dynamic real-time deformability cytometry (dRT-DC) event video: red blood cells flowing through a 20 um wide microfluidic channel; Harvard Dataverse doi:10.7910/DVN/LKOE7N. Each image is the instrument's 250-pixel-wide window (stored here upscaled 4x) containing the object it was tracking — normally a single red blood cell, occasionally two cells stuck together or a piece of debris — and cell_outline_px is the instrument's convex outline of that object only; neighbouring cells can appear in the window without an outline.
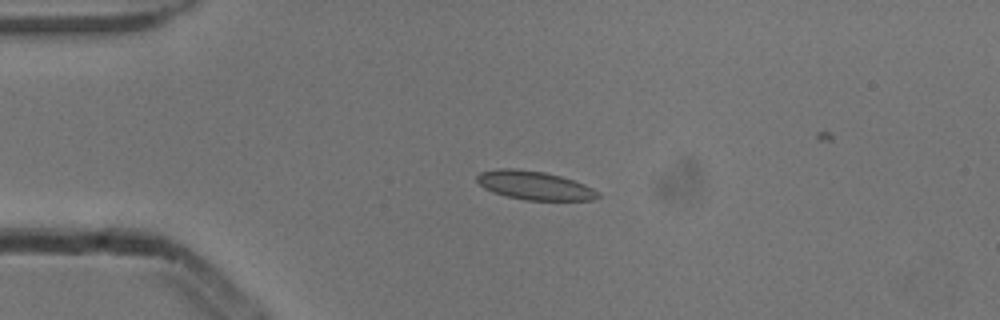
{"species": "common noctule bat (a hibernating species)", "species_latin": "Nyctalus noctula", "temperature_condition": "cold", "stored_images_in_passage": 43, "camera_frame_rate_fps": 3000, "um_per_image_px": 0.085, "animal": {"sex": "male", "body_mass_g": 13.3}, "frame": {"image": 1, "passage_image": 1, "time_ms": 0.0, "image_size_px": [1000, 320], "cell_outline_px": [[600, 196], [592, 200], [524, 200], [492, 192], [484, 188], [476, 180], [476, 176], [480, 172], [496, 168], [516, 168], [544, 172], [560, 176], [584, 184], [600, 192]], "centroid_in_image_um": [45.41, 15.75], "position_along_channel_um": 39.6, "area_um2": 20.23}}
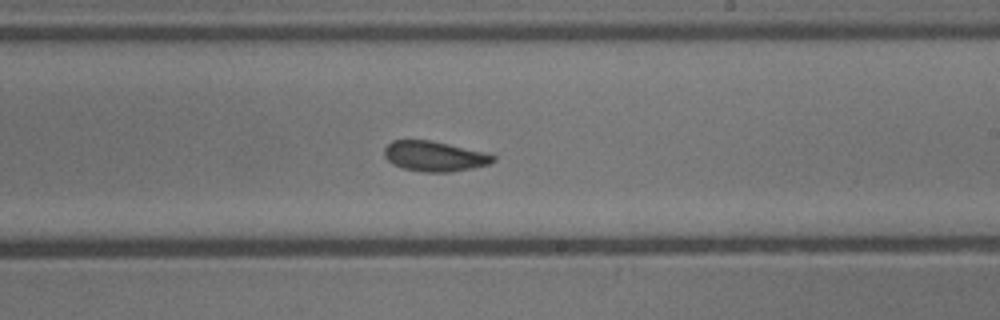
{"frame": {"image": 2, "passage_image": 20, "time_ms": 6.333, "image_size_px": [1000, 320], "cell_outline_px": [[496, 160], [488, 164], [472, 168], [452, 172], [420, 172], [404, 168], [392, 164], [384, 156], [384, 148], [392, 140], [432, 140], [484, 152], [496, 156]], "centroid_in_image_um": [36.92, 13.28], "position_along_channel_um": 252.1, "area_um2": 19.19}}
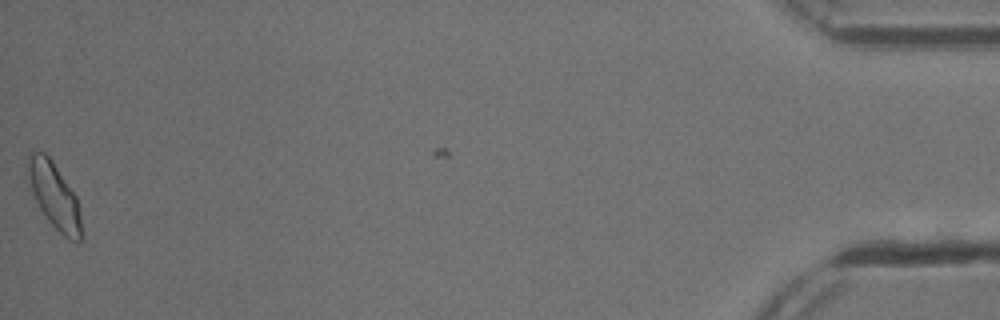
{"frame": {"image": 3, "passage_image": 42, "time_ms": 13.667, "image_size_px": [1000, 320], "cell_outline_px": [[84, 240], [68, 240], [48, 220], [40, 208], [32, 192], [24, 172], [28, 156], [32, 152], [44, 152], [52, 160], [76, 196], [84, 236]], "centroid_in_image_um": [4.6, 16.62], "position_along_channel_um": 430.6, "area_um2": 20.69}, "authors_computed_cell_mechanics": {"area_um2": 19.4786, "velocity_mm_per_s": 3.8312, "shape_relaxation_time_tau1_ms": 5.9084, "shape_relaxation_time_tau2_ms": 1.1877, "deformation_change_tau1": 0.094, "deformation_change_tau2": 0.0661}}